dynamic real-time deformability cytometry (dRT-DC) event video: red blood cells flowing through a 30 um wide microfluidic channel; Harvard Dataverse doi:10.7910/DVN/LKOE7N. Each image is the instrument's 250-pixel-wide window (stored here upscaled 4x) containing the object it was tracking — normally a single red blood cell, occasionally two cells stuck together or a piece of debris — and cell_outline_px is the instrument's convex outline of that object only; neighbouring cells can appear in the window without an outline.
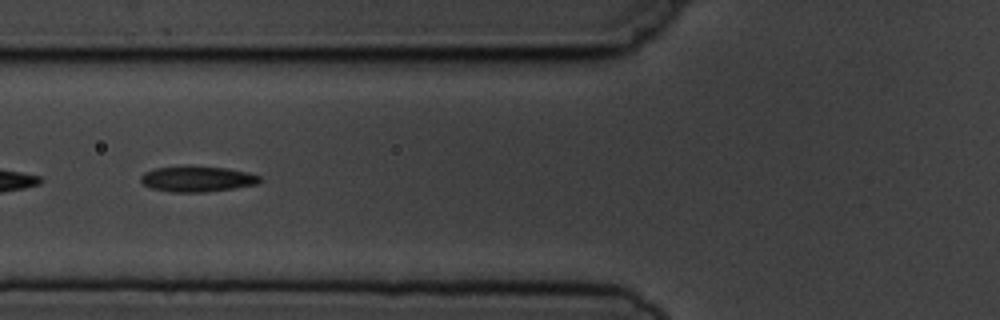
{"species": "common noctule bat (a hibernating species)", "species_latin": "Nyctalus noctula", "temperature_condition": "cold", "stored_images_in_passage": 8, "camera_frame_rate_fps": 3000, "um_per_image_px": 0.085, "animal": {"sex": "male", "body_mass_g": 19.5, "forearm_length_mm": 54.6}, "frame": {"image": 1, "passage_image": 6, "time_ms": 5.667, "image_size_px": [1000, 320], "cell_outline_px": [[264, 180], [256, 184], [232, 188], [204, 192], [172, 192], [152, 188], [144, 184], [140, 180], [140, 176], [144, 172], [152, 168], [188, 164], [228, 168], [248, 172], [260, 176]], "centroid_in_image_um": [16.74, 15.17], "position_along_channel_um": 109.1, "area_um2": 18.26}}
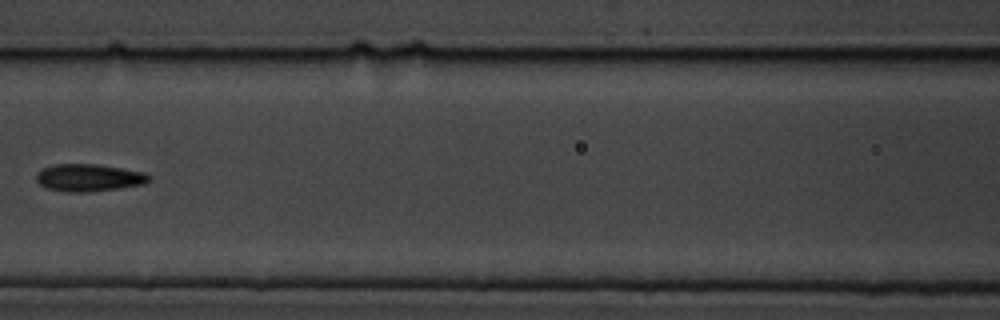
{"frame": {"image": 2, "passage_image": 7, "time_ms": 7.0, "image_size_px": [1000, 320], "cell_outline_px": [[152, 180], [144, 184], [120, 188], [84, 192], [64, 192], [48, 188], [40, 184], [36, 180], [36, 172], [40, 168], [52, 164], [96, 164], [144, 172], [152, 176]], "centroid_in_image_um": [7.54, 15.1], "position_along_channel_um": 159.1, "area_um2": 18.15}}
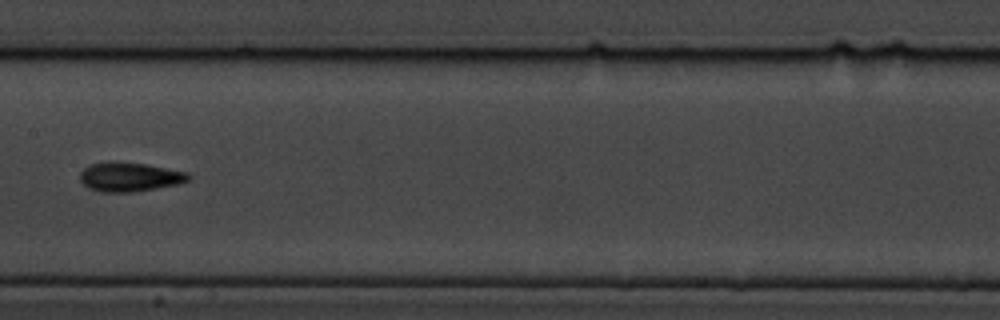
{"frame": {"image": 3, "passage_image": 8, "time_ms": 8.0, "image_size_px": [1000, 320], "cell_outline_px": [[192, 176], [188, 180], [180, 184], [132, 192], [100, 192], [88, 188], [80, 180], [80, 172], [84, 168], [92, 164], [144, 164], [188, 172]], "centroid_in_image_um": [11.06, 15.08], "position_along_channel_um": 196.3, "area_um2": 17.8}}